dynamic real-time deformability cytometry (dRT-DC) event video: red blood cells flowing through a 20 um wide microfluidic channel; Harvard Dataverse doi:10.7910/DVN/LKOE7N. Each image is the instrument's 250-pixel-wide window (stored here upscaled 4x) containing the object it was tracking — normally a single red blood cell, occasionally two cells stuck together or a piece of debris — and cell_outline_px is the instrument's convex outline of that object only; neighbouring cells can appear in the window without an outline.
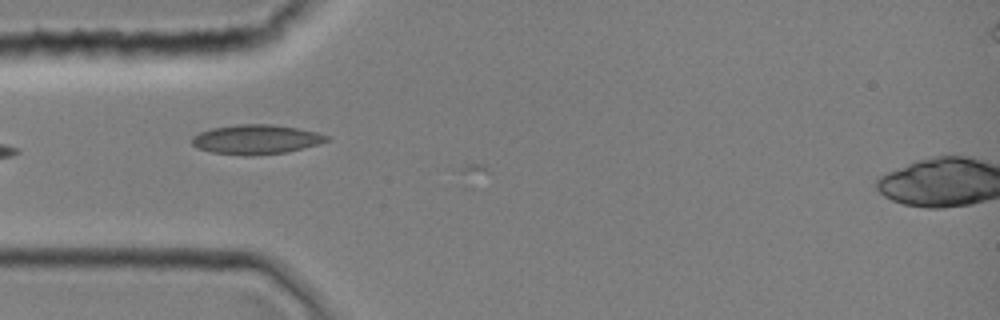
{"species": "common noctule bat (a hibernating species)", "species_latin": "Nyctalus noctula", "temperature_condition": "room temperature", "stored_images_in_passage": 1, "camera_frame_rate_fps": 3000, "um_per_image_px": 0.085, "animal": {"sex": "female", "body_mass_g": 19.0, "forearm_length_mm": 51.5}, "frame": {"image": 1, "passage_image": 1, "time_ms": 0.0, "image_size_px": [1000, 320], "cell_outline_px": [[328, 140], [316, 144], [288, 152], [248, 156], [244, 156], [212, 152], [196, 148], [192, 144], [192, 136], [200, 132], [212, 128], [236, 124], [272, 124], [296, 128], [316, 132], [328, 136]], "centroid_in_image_um": [21.71, 11.85], "position_along_channel_um": 63.3, "area_um2": 23.06}}